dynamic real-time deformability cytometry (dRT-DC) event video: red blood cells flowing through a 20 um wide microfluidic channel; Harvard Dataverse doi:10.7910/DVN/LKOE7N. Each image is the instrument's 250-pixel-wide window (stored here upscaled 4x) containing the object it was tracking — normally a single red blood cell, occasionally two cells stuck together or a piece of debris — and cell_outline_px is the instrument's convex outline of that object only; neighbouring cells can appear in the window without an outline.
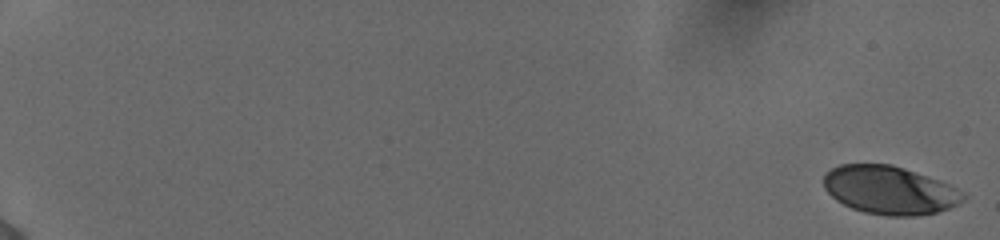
{"species": "human", "species_latin": "Homo sapiens", "temperature_condition": "cold", "stored_images_in_passage": 56, "camera_frame_rate_fps": 3000, "um_per_image_px": 0.085, "donor": {"sex": "female"}, "frame": {"image": 1, "passage_image": 1, "time_ms": 0.0, "image_size_px": [1000, 240], "cell_outline_px": [[964, 200], [948, 208], [936, 212], [916, 216], [888, 216], [864, 212], [852, 208], [836, 200], [824, 188], [824, 172], [840, 164], [892, 164], [940, 180], [956, 188], [964, 196]], "centroid_in_image_um": [75.58, 16.15], "position_along_channel_um": 9.4, "area_um2": 39.07}}
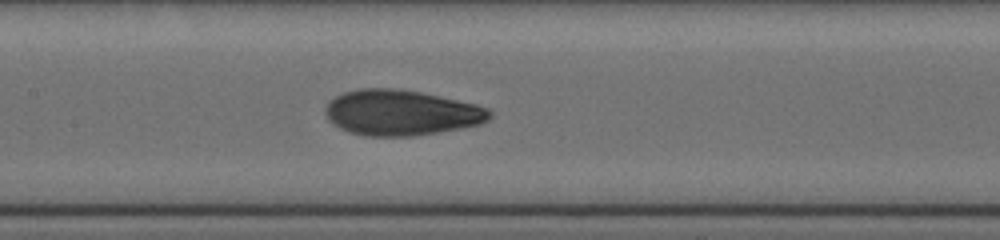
{"frame": {"image": 2, "passage_image": 31, "time_ms": 10.0, "image_size_px": [1000, 240], "cell_outline_px": [[492, 116], [488, 120], [480, 124], [460, 128], [412, 136], [364, 136], [348, 132], [332, 124], [328, 120], [324, 112], [324, 108], [328, 100], [344, 92], [360, 88], [400, 88], [420, 92], [476, 104], [488, 108], [492, 112]], "centroid_in_image_um": [34.05, 9.57], "position_along_channel_um": 173.3, "area_um2": 43.81}}
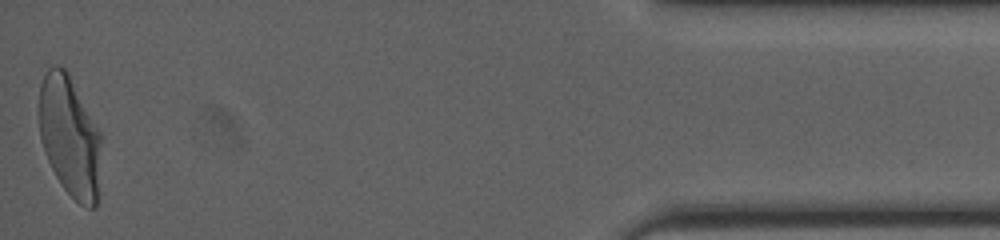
{"frame": {"image": 3, "passage_image": 56, "time_ms": 18.333, "image_size_px": [1000, 240], "cell_outline_px": [[100, 144], [96, 208], [88, 208], [80, 204], [60, 184], [44, 152], [40, 136], [36, 112], [40, 84], [48, 68], [52, 64], [60, 64], [68, 72], [100, 132]], "centroid_in_image_um": [5.86, 11.53], "position_along_channel_um": 429.3, "area_um2": 43.87}, "authors_computed_cell_mechanics": {"area_um2": 41.7605, "velocity_mm_per_s": 3.8709, "shape_relaxation_time_tau1_ms": 6.0138, "shape_relaxation_time_tau2_ms": 1.0275, "deformation_change_tau1": 0.2111, "deformation_change_tau2": 0.0624}}